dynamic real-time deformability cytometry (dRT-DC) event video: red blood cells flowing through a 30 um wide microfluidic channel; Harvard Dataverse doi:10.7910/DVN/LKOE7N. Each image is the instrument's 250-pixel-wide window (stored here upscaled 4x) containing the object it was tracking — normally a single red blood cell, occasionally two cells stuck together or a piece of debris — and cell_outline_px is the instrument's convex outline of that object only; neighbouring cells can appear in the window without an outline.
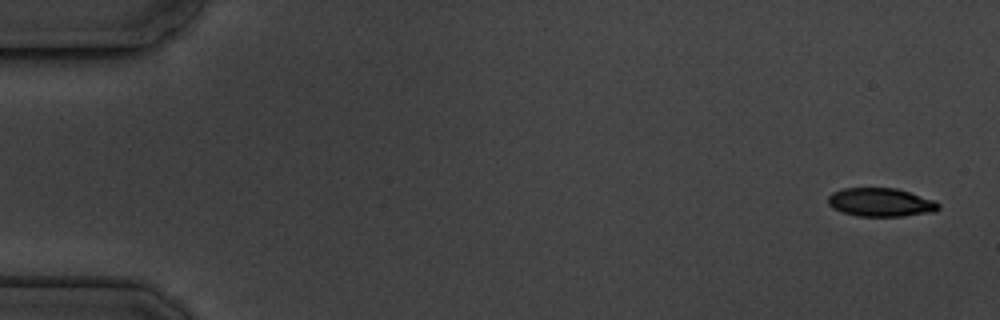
{"species": "common noctule bat (a hibernating species)", "species_latin": "Nyctalus noctula", "temperature_condition": "cold", "stored_images_in_passage": 6, "camera_frame_rate_fps": 3000, "um_per_image_px": 0.085, "animal": {"sex": "male", "body_mass_g": 19.5, "forearm_length_mm": 54.6}, "frame": {"image": 1, "passage_image": 1, "time_ms": 0.0, "image_size_px": [1000, 320], "cell_outline_px": [[940, 208], [932, 212], [904, 216], [860, 216], [844, 212], [832, 208], [828, 204], [828, 196], [832, 192], [844, 188], [896, 188], [936, 200], [940, 204]], "centroid_in_image_um": [74.88, 17.19], "position_along_channel_um": 10.1, "area_um2": 18.38}}
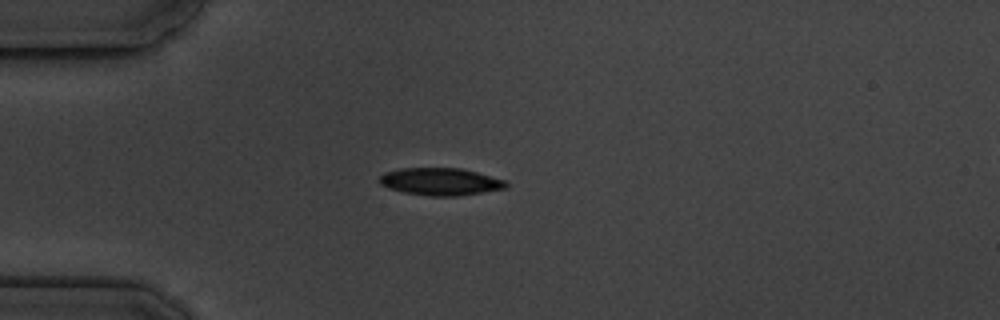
{"frame": {"image": 2, "passage_image": 4, "time_ms": 4.333, "image_size_px": [1000, 320], "cell_outline_px": [[508, 184], [504, 188], [456, 196], [432, 196], [404, 192], [388, 188], [380, 184], [380, 176], [384, 172], [400, 168], [460, 168], [476, 172], [504, 180]], "centroid_in_image_um": [37.38, 15.43], "position_along_channel_um": 47.6, "area_um2": 19.88}}